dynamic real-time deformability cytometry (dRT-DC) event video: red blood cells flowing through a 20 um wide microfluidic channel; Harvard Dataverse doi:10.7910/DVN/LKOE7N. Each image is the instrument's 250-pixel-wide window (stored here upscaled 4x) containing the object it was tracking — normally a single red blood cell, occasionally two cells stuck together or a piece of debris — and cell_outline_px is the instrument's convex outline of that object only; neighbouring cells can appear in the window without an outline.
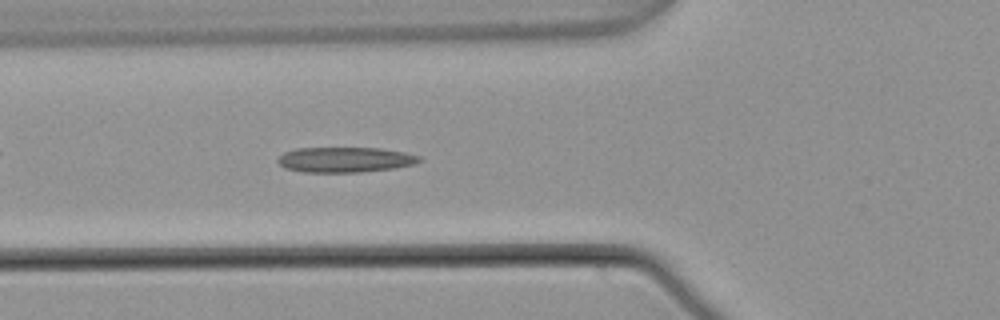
{"species": "common noctule bat (a hibernating species)", "species_latin": "Nyctalus noctula", "temperature_condition": "warm", "stored_images_in_passage": 5, "camera_frame_rate_fps": 3000, "um_per_image_px": 0.085, "animal": {"sex": "male", "body_mass_g": 21.5, "forearm_length_mm": 52.0}, "frame": {"image": 1, "passage_image": 5, "time_ms": 1.333, "image_size_px": [1000, 320], "cell_outline_px": [[424, 160], [416, 164], [392, 168], [360, 172], [304, 172], [284, 168], [276, 160], [284, 152], [296, 148], [380, 148], [404, 152], [420, 156]], "centroid_in_image_um": [29.34, 13.57], "position_along_channel_um": 96.5, "area_um2": 20.87}}